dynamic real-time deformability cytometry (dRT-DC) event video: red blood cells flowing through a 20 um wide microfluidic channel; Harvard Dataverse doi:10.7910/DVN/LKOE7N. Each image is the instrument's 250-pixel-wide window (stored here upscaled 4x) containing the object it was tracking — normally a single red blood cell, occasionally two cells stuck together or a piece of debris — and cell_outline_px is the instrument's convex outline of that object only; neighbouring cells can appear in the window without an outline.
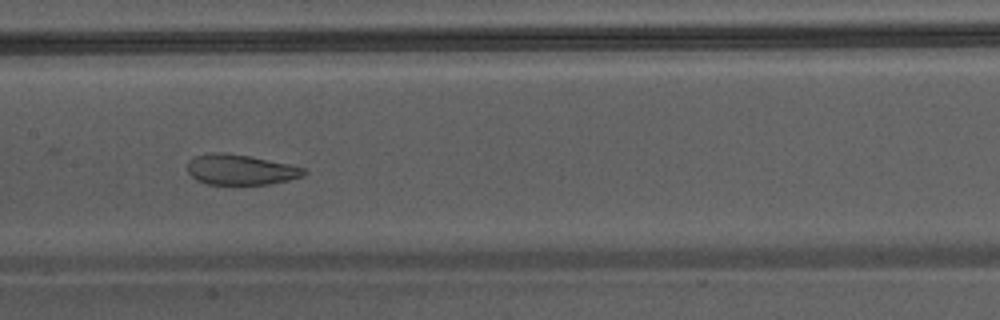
{"species": "Egyptian fruit bat (a non-hibernating species)", "species_latin": "Rousettus aegyptiacus", "temperature_condition": "warm", "stored_images_in_passage": 47, "camera_frame_rate_fps": 3000, "um_per_image_px": 0.085, "animal": {"sex": "male"}, "frame": {"image": 1, "passage_image": 25, "time_ms": 8.0, "image_size_px": [1000, 320], "cell_outline_px": [[308, 172], [304, 176], [288, 180], [268, 184], [208, 184], [196, 180], [188, 172], [188, 160], [196, 156], [216, 152], [220, 152], [248, 156], [308, 168]], "centroid_in_image_um": [20.48, 14.43], "position_along_channel_um": 186.9, "area_um2": 20.46}}